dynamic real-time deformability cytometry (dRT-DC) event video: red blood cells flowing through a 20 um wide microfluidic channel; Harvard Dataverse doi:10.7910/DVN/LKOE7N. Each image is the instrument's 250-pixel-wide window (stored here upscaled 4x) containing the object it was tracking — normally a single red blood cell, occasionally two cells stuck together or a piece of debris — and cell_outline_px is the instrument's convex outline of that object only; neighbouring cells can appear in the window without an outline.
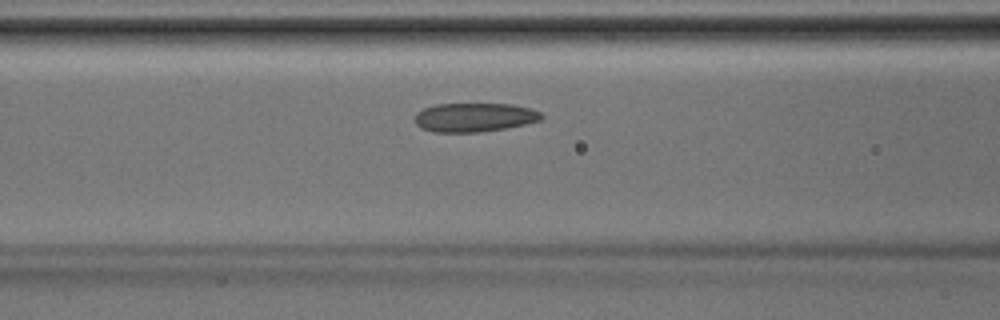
{"species": "Egyptian fruit bat (a non-hibernating species)", "species_latin": "Rousettus aegyptiacus", "temperature_condition": "room temperature", "stored_images_in_passage": 36, "segment_of_instrument_passage": [1, 2], "camera_frame_rate_fps": 3000, "um_per_image_px": 0.085, "animal": {"sex": "male"}, "frame": {"image": 1, "passage_image": 11, "time_ms": 3.333, "image_size_px": [1000, 320], "cell_outline_px": [[544, 116], [540, 120], [524, 124], [504, 128], [480, 132], [432, 132], [420, 128], [416, 124], [416, 112], [424, 108], [436, 104], [512, 104], [528, 108], [540, 112]], "centroid_in_image_um": [40.29, 9.97], "position_along_channel_um": 126.3, "area_um2": 21.21}}
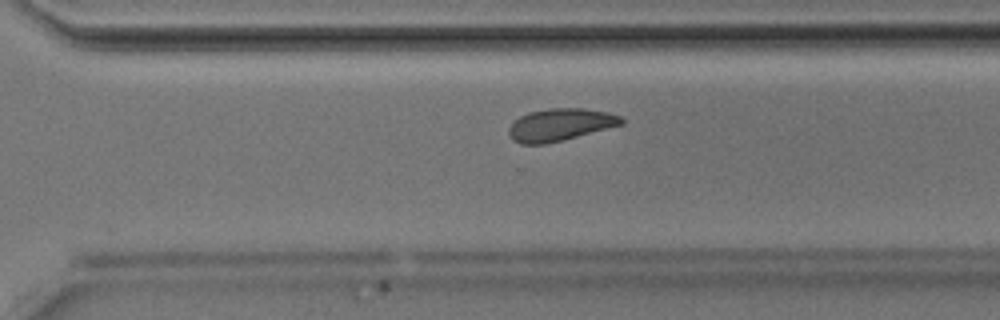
{"frame": {"image": 2, "passage_image": 23, "time_ms": 7.333, "image_size_px": [1000, 320], "cell_outline_px": [[624, 124], [544, 144], [520, 144], [512, 140], [508, 136], [508, 128], [520, 116], [528, 112], [548, 108], [584, 108], [608, 112], [620, 116], [624, 120]], "centroid_in_image_um": [47.58, 10.59], "position_along_channel_um": 323.0, "area_um2": 21.1}}
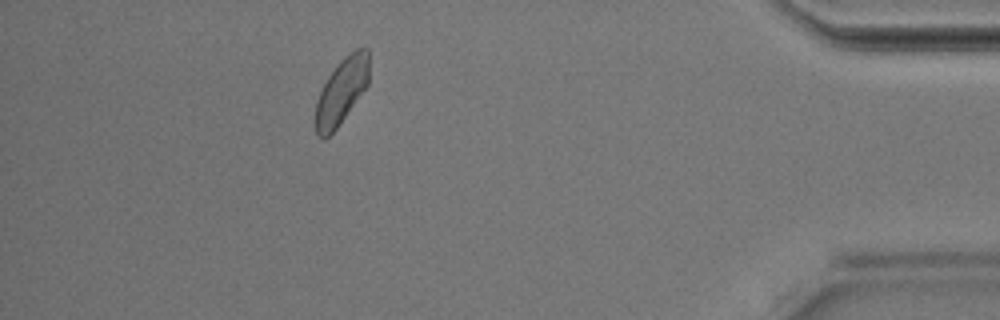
{"frame": {"image": 3, "passage_image": 31, "time_ms": 10.0, "image_size_px": [1000, 320], "cell_outline_px": [[368, 84], [336, 128], [324, 140], [316, 136], [316, 100], [328, 76], [344, 56], [356, 48], [368, 48]], "centroid_in_image_um": [29.02, 7.74], "position_along_channel_um": 406.2, "area_um2": 20.17}}